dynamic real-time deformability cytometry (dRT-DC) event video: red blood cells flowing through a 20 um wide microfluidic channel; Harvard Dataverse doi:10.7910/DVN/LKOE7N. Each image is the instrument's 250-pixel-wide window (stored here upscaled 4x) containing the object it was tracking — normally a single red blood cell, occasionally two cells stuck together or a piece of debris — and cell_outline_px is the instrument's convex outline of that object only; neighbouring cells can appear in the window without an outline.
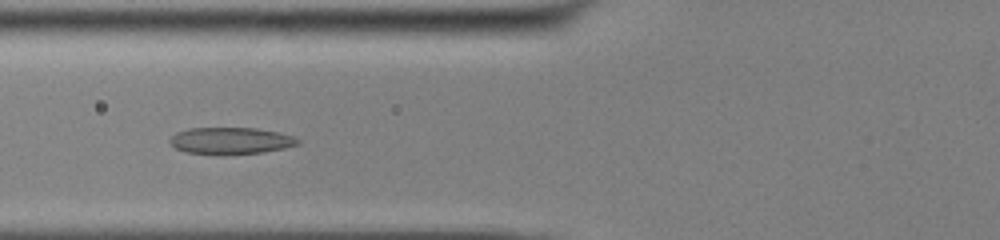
{"species": "common noctule bat (a hibernating species)", "species_latin": "Nyctalus noctula", "temperature_condition": "cold", "stored_images_in_passage": 47, "camera_frame_rate_fps": 3000, "um_per_image_px": 0.085, "animal": {"sex": "male", "body_mass_g": 13.0, "forearm_length_mm": 53.1}, "frame": {"image": 1, "passage_image": 16, "time_ms": 5.0, "image_size_px": [1000, 240], "cell_outline_px": [[300, 144], [284, 148], [264, 152], [212, 156], [184, 152], [176, 148], [168, 140], [176, 132], [188, 128], [256, 128], [276, 132], [292, 136], [300, 140]], "centroid_in_image_um": [19.57, 11.98], "position_along_channel_um": 106.2, "area_um2": 20.29}}
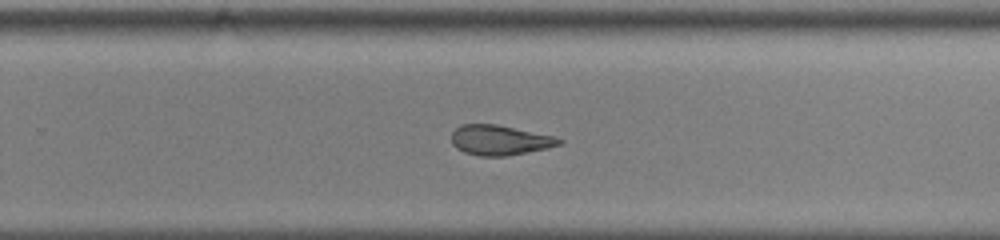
{"frame": {"image": 2, "passage_image": 30, "time_ms": 9.667, "image_size_px": [1000, 240], "cell_outline_px": [[564, 140], [560, 144], [548, 148], [508, 156], [480, 156], [464, 152], [456, 148], [452, 144], [452, 132], [460, 124], [496, 124], [556, 136]], "centroid_in_image_um": [42.49, 11.91], "position_along_channel_um": 287.3, "area_um2": 18.96}}
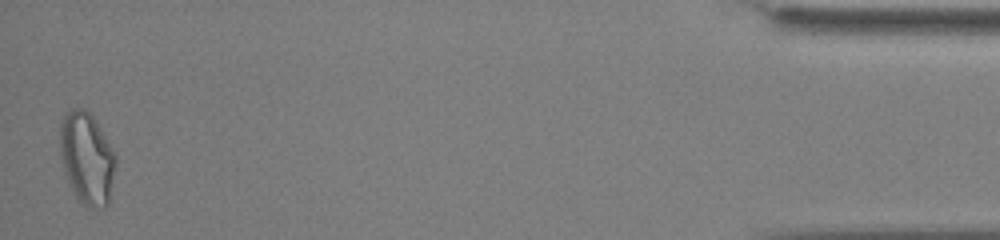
{"frame": {"image": 3, "passage_image": 47, "time_ms": 15.333, "image_size_px": [1000, 240], "cell_outline_px": [[116, 164], [108, 204], [104, 208], [84, 208], [76, 200], [68, 184], [60, 152], [60, 124], [64, 112], [72, 108], [84, 108], [96, 120], [116, 152]], "centroid_in_image_um": [7.39, 13.47], "position_along_channel_um": 427.8, "area_um2": 30.58}, "authors_computed_cell_mechanics": {"area_um2": 21.5594, "velocity_mm_per_s": 3.8845, "shape_relaxation_time_tau1_ms": null, "shape_relaxation_time_tau2_ms": 0.9615, "deformation_change_tau1": null, "deformation_change_tau2": 0.0784}}